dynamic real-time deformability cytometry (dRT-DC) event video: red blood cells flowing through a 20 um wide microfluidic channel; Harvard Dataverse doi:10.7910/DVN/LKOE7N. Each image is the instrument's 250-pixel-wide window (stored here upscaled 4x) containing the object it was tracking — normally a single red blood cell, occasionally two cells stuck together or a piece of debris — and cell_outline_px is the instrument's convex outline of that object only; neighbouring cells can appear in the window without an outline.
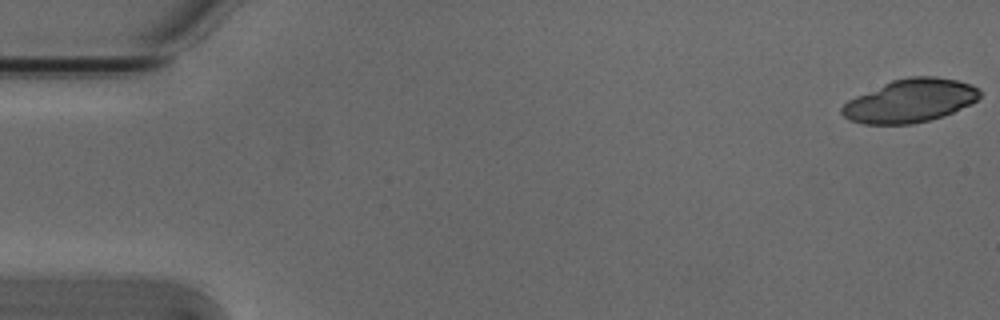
{"species": "Egyptian fruit bat (a non-hibernating species)", "species_latin": "Rousettus aegyptiacus", "temperature_condition": "cold", "stored_images_in_passage": 5, "camera_frame_rate_fps": 3000, "um_per_image_px": 0.085, "animal": {"sex": "male"}, "frame": {"image": 1, "passage_image": 1, "time_ms": 0.0, "image_size_px": [1000, 320], "cell_outline_px": [[980, 96], [972, 104], [944, 116], [912, 124], [864, 124], [848, 120], [840, 112], [840, 108], [848, 100], [856, 96], [892, 80], [908, 76], [932, 76], [956, 80], [972, 84], [980, 88]], "centroid_in_image_um": [77.37, 8.57], "position_along_channel_um": 7.6, "area_um2": 34.85}}